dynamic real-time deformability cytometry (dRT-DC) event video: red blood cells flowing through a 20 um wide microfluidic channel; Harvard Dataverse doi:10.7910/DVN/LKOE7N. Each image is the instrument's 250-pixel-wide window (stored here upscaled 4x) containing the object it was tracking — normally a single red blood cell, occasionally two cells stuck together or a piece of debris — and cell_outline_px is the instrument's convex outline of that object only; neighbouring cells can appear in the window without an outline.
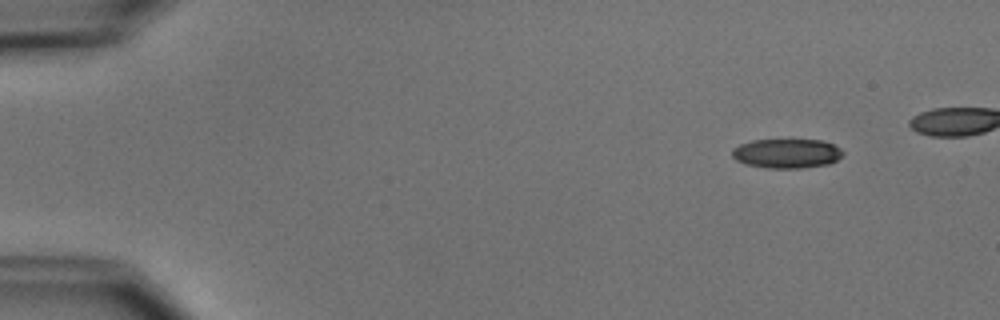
{"species": "common noctule bat (a hibernating species)", "species_latin": "Nyctalus noctula", "temperature_condition": "cold", "stored_images_in_passage": 7, "camera_frame_rate_fps": 3000, "um_per_image_px": 0.085, "animal": {"sex": "male", "body_mass_g": 15.6}, "frame": {"image": 1, "passage_image": 1, "time_ms": 0.0, "image_size_px": [1000, 320], "cell_outline_px": [[844, 152], [836, 160], [828, 164], [800, 168], [768, 168], [744, 164], [736, 160], [732, 156], [732, 148], [740, 144], [752, 140], [824, 140], [840, 148]], "centroid_in_image_um": [66.84, 13.04], "position_along_channel_um": 18.2, "area_um2": 18.96}}